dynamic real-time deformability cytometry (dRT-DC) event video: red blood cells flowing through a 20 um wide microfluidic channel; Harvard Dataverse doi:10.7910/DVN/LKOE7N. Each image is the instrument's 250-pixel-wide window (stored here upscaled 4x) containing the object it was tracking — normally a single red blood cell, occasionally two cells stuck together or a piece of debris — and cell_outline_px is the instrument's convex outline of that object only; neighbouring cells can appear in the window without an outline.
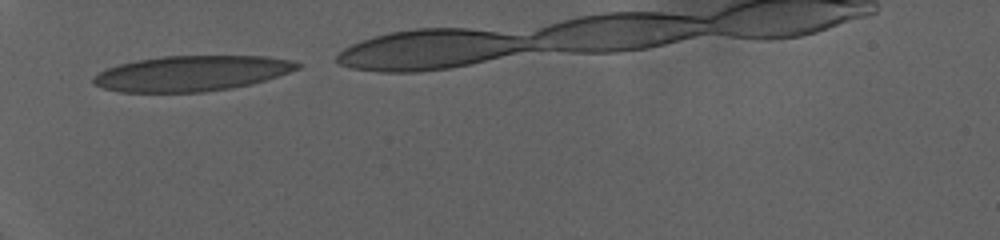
{"species": "human", "species_latin": "Homo sapiens", "temperature_condition": "warm", "stored_images_in_passage": 39, "camera_frame_rate_fps": 3000, "um_per_image_px": 0.085, "donor": {"sex": "female"}, "frame": {"image": 1, "passage_image": 1, "time_ms": 0.0, "image_size_px": [1000, 240], "cell_outline_px": [[304, 64], [300, 68], [252, 84], [232, 88], [204, 92], [120, 92], [104, 88], [96, 84], [92, 80], [92, 76], [108, 68], [120, 64], [136, 60], [164, 56], [268, 56], [292, 60]], "centroid_in_image_um": [16.32, 6.23], "position_along_channel_um": 68.7, "area_um2": 42.02}}
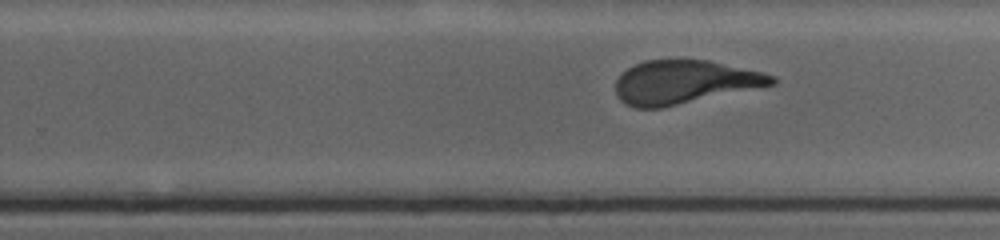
{"frame": {"image": 2, "passage_image": 24, "time_ms": 7.667, "image_size_px": [1000, 240], "cell_outline_px": [[776, 84], [660, 108], [636, 108], [624, 104], [620, 100], [616, 92], [616, 80], [628, 68], [644, 60], [708, 60], [764, 72], [776, 76]], "centroid_in_image_um": [58.18, 6.98], "position_along_channel_um": 271.6, "area_um2": 39.42}}
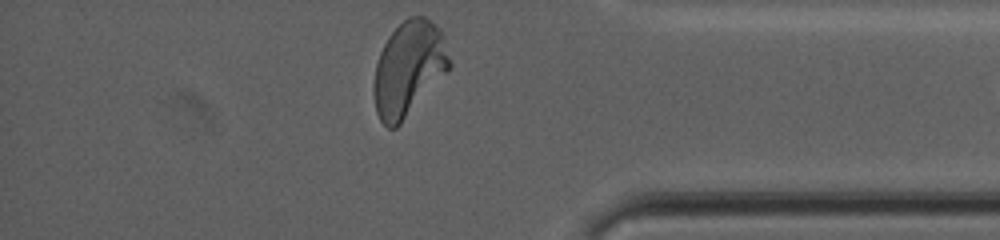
{"frame": {"image": 3, "passage_image": 39, "time_ms": 12.667, "image_size_px": [1000, 240], "cell_outline_px": [[452, 64], [400, 124], [396, 128], [388, 128], [380, 120], [376, 112], [372, 92], [372, 84], [376, 64], [380, 52], [388, 36], [408, 16], [424, 16], [440, 28], [444, 36]], "centroid_in_image_um": [34.71, 5.82], "position_along_channel_um": 400.5, "area_um2": 41.5}}